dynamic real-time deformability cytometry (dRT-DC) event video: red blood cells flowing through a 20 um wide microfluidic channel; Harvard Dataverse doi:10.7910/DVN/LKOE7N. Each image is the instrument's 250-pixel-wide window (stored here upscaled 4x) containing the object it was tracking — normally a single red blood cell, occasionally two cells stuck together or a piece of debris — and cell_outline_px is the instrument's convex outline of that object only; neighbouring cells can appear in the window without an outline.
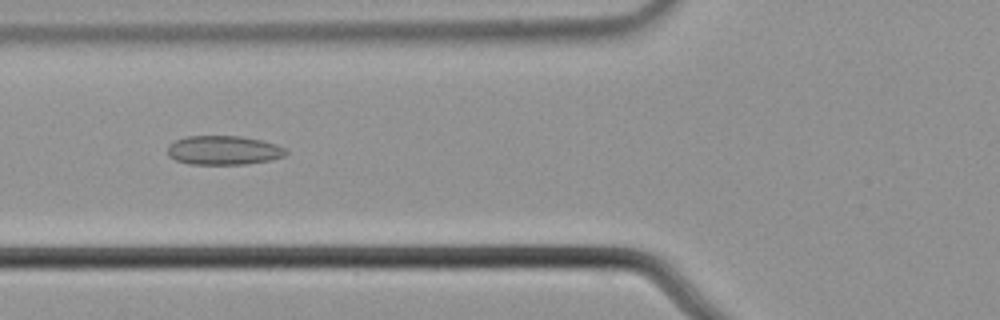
{"species": "common noctule bat (a hibernating species)", "species_latin": "Nyctalus noctula", "temperature_condition": "cold", "stored_images_in_passage": 6, "camera_frame_rate_fps": 3000, "um_per_image_px": 0.085, "animal": {"sex": "male", "body_mass_g": 21.5, "forearm_length_mm": 52.0}, "frame": {"image": 1, "passage_image": 3, "time_ms": 0.667, "image_size_px": [1000, 320], "cell_outline_px": [[288, 152], [284, 156], [272, 160], [244, 164], [188, 164], [176, 160], [168, 156], [168, 144], [176, 140], [188, 136], [240, 136], [260, 140], [276, 144], [284, 148]], "centroid_in_image_um": [19.0, 12.77], "position_along_channel_um": 106.8, "area_um2": 20.06}}
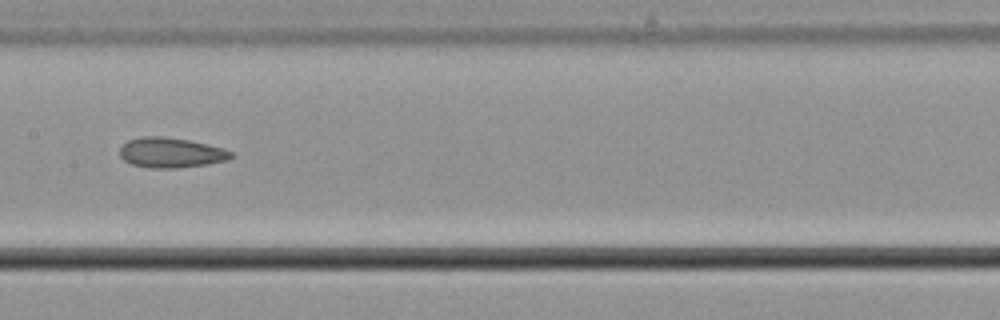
{"frame": {"image": 2, "passage_image": 5, "time_ms": 1.333, "image_size_px": [1000, 320], "cell_outline_px": [[236, 156], [228, 160], [208, 164], [180, 168], [148, 168], [132, 164], [124, 160], [120, 156], [120, 148], [128, 140], [140, 136], [160, 136], [188, 140], [224, 148], [232, 152]], "centroid_in_image_um": [14.55, 12.98], "position_along_channel_um": 192.8, "area_um2": 19.65}}
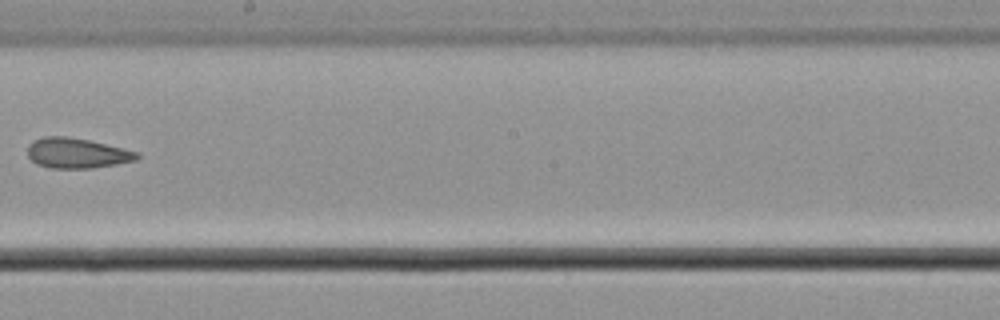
{"frame": {"image": 3, "passage_image": 6, "time_ms": 1.667, "image_size_px": [1000, 320], "cell_outline_px": [[140, 156], [136, 160], [116, 164], [92, 168], [52, 168], [36, 164], [28, 156], [28, 144], [44, 136], [68, 136], [88, 140], [124, 148], [140, 152]], "centroid_in_image_um": [6.55, 13.01], "position_along_channel_um": 241.6, "area_um2": 19.25}}